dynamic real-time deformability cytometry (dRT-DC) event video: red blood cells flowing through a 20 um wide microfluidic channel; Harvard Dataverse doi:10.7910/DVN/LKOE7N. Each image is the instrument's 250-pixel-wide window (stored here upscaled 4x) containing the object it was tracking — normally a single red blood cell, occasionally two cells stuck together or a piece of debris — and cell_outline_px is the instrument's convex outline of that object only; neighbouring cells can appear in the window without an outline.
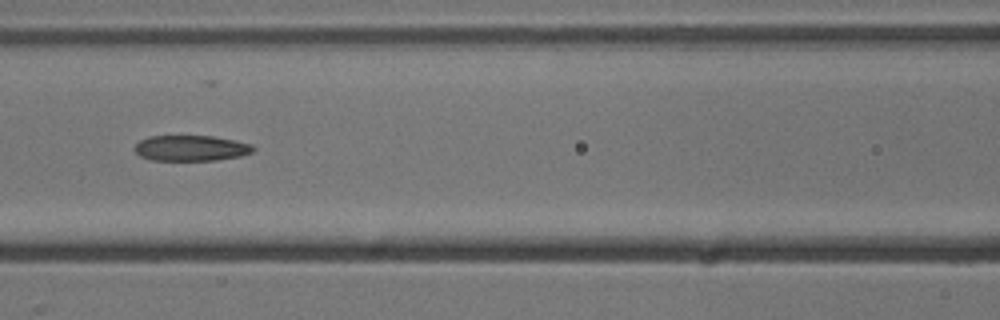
{"species": "common noctule bat (a hibernating species)", "species_latin": "Nyctalus noctula", "temperature_condition": "cold", "stored_images_in_passage": 10, "camera_frame_rate_fps": 3000, "um_per_image_px": 0.085, "animal": {"sex": "male", "body_mass_g": 13.3}, "frame": {"image": 1, "passage_image": 6, "time_ms": 6.667, "image_size_px": [1000, 320], "cell_outline_px": [[256, 148], [252, 152], [240, 156], [216, 160], [152, 160], [140, 156], [132, 148], [140, 140], [148, 136], [212, 136], [236, 140], [252, 144]], "centroid_in_image_um": [16.23, 12.58], "position_along_channel_um": 150.4, "area_um2": 17.8}}
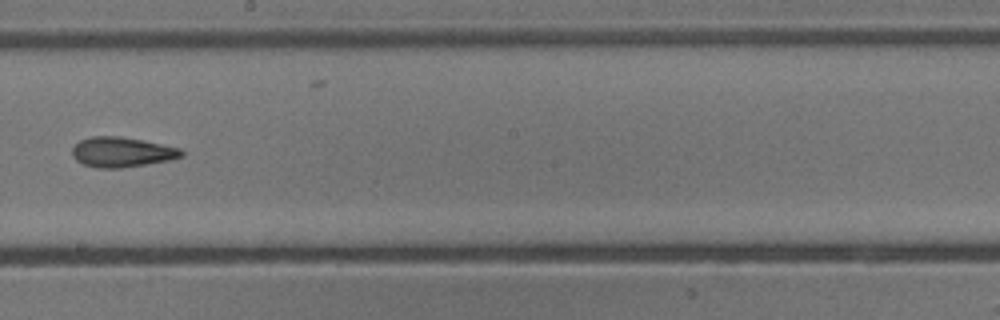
{"frame": {"image": 2, "passage_image": 8, "time_ms": 9.0, "image_size_px": [1000, 320], "cell_outline_px": [[184, 156], [168, 160], [120, 168], [100, 168], [84, 164], [76, 160], [72, 156], [72, 148], [80, 140], [92, 136], [120, 136], [180, 148], [184, 152]], "centroid_in_image_um": [10.33, 12.92], "position_along_channel_um": 237.9, "area_um2": 18.84}}
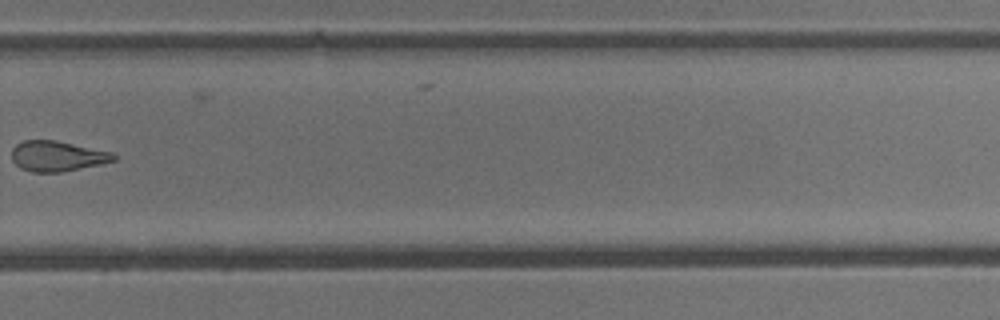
{"frame": {"image": 3, "passage_image": 10, "time_ms": 11.333, "image_size_px": [1000, 320], "cell_outline_px": [[116, 160], [100, 164], [60, 172], [32, 172], [20, 168], [12, 160], [12, 148], [16, 144], [24, 140], [56, 140], [112, 152], [116, 156]], "centroid_in_image_um": [4.85, 13.26], "position_along_channel_um": 325.0, "area_um2": 17.98}}